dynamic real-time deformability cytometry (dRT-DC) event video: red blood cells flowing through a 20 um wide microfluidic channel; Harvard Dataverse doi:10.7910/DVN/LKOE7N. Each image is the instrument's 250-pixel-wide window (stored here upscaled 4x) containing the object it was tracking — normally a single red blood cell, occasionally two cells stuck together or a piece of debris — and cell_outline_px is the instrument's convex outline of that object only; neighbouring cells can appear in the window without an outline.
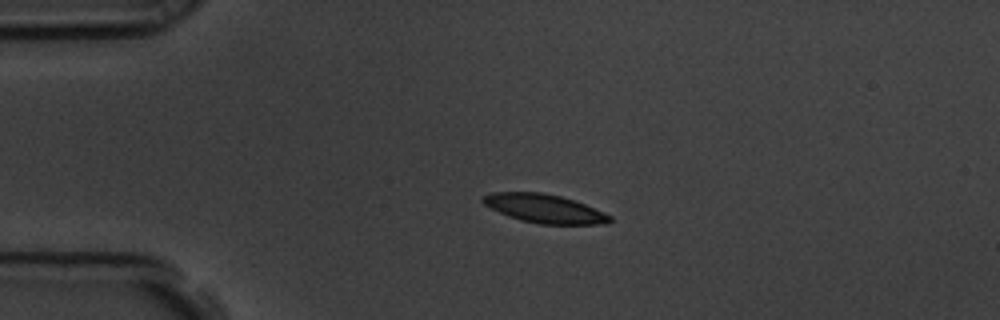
{"species": "common noctule bat (a hibernating species)", "species_latin": "Nyctalus noctula", "temperature_condition": "room temperature", "stored_images_in_passage": 46, "camera_frame_rate_fps": 3000, "um_per_image_px": 0.085, "animal": {"sex": "male", "body_mass_g": 19.5, "forearm_length_mm": 54.6}, "frame": {"image": 1, "passage_image": 1, "time_ms": 0.0, "image_size_px": [1000, 320], "cell_outline_px": [[612, 220], [608, 224], [540, 224], [520, 220], [508, 216], [484, 204], [480, 200], [484, 196], [492, 192], [540, 192], [560, 196], [584, 204], [604, 212], [612, 216]], "centroid_in_image_um": [46.29, 17.73], "position_along_channel_um": 38.7, "area_um2": 21.04}}
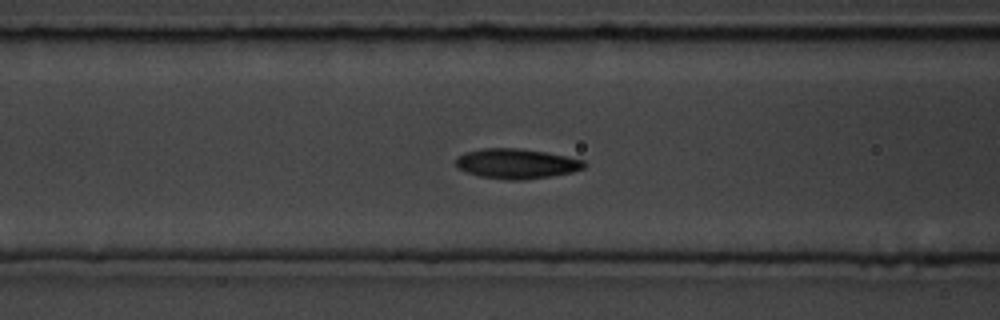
{"frame": {"image": 2, "passage_image": 11, "time_ms": 3.333, "image_size_px": [1000, 320], "cell_outline_px": [[588, 164], [584, 168], [572, 172], [552, 176], [524, 180], [508, 180], [480, 176], [468, 172], [460, 168], [456, 164], [456, 160], [464, 152], [484, 148], [516, 148], [544, 152], [584, 160]], "centroid_in_image_um": [43.94, 13.91], "position_along_channel_um": 122.7, "area_um2": 22.2}}
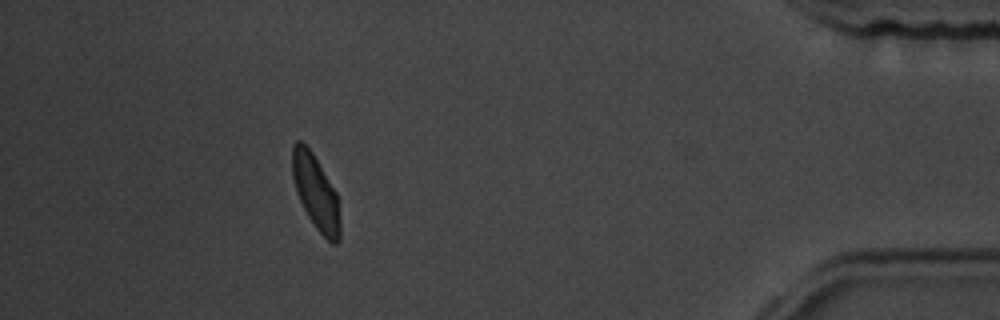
{"frame": {"image": 3, "passage_image": 40, "time_ms": 13.0, "image_size_px": [1000, 320], "cell_outline_px": [[340, 240], [336, 244], [332, 244], [316, 228], [308, 216], [296, 192], [292, 176], [292, 144], [296, 140], [300, 140], [312, 152], [336, 192], [340, 220]], "centroid_in_image_um": [26.83, 16.35], "position_along_channel_um": 408.4, "area_um2": 20.58}, "authors_computed_cell_mechanics": {"area_um2": 21.8195, "velocity_mm_per_s": 3.5162, "shape_relaxation_time_tau1_ms": 2.546, "shape_relaxation_time_tau2_ms": 2.3279, "deformation_change_tau1": 0.1173, "deformation_change_tau2": 0.0705}}